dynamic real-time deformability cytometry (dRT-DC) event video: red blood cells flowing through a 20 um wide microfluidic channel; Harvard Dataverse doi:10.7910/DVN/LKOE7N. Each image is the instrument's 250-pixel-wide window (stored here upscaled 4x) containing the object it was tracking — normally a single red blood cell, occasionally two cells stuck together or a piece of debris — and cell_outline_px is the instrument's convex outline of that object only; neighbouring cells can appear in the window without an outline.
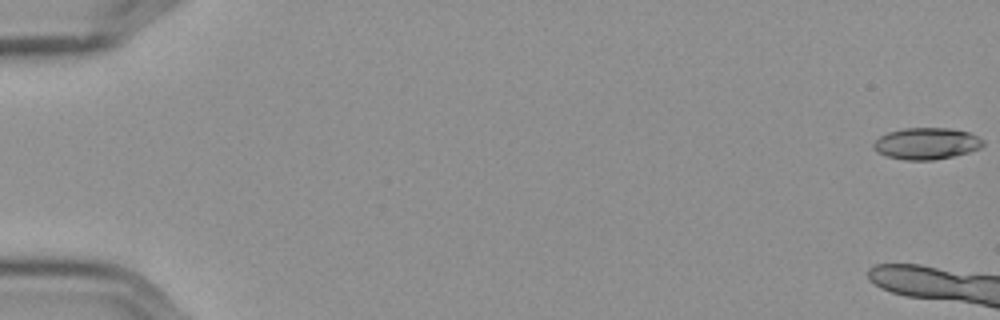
{"species": "Egyptian fruit bat (a non-hibernating species)", "species_latin": "Rousettus aegyptiacus", "temperature_condition": "cold", "stored_images_in_passage": 6, "camera_frame_rate_fps": 3000, "um_per_image_px": 0.085, "frame": {"image": 1, "passage_image": 1, "time_ms": 0.0, "image_size_px": [1000, 320], "cell_outline_px": [[984, 144], [980, 148], [968, 152], [952, 156], [932, 160], [904, 160], [884, 156], [876, 152], [872, 148], [872, 144], [880, 136], [888, 132], [904, 128], [948, 128], [968, 132], [984, 140]], "centroid_in_image_um": [78.7, 12.2], "position_along_channel_um": 6.3, "area_um2": 20.23}}